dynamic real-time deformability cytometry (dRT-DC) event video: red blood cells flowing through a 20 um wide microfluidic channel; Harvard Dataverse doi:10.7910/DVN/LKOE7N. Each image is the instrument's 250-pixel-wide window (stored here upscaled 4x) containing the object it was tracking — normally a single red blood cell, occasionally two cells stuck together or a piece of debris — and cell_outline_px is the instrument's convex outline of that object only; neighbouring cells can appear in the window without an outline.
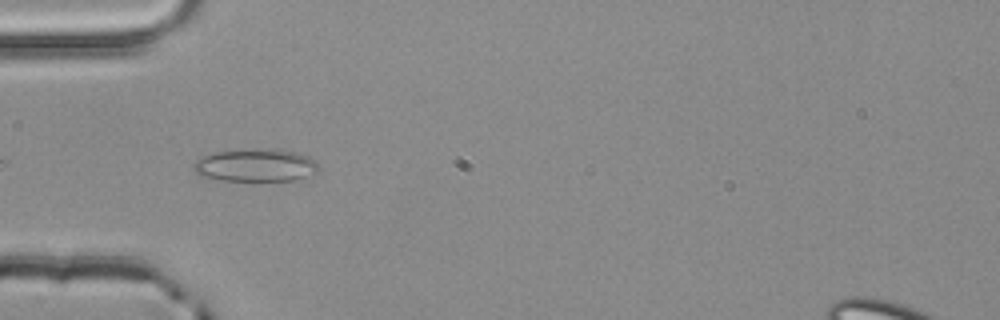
{"species": "common noctule bat (a hibernating species)", "species_latin": "Nyctalus noctula", "temperature_condition": "room temperature", "stored_images_in_passage": 3, "camera_frame_rate_fps": 3000, "um_per_image_px": 0.085, "animal": {"sex": "male", "body_mass_g": 20.4}, "frame": {"image": 1, "passage_image": 3, "time_ms": 0.667, "image_size_px": [1000, 320], "cell_outline_px": [[320, 172], [296, 180], [220, 180], [200, 176], [196, 172], [192, 164], [196, 160], [212, 152], [256, 148], [268, 148], [296, 152], [308, 156], [320, 168]], "centroid_in_image_um": [21.73, 14.04], "position_along_channel_um": 63.3, "area_um2": 23.99}}